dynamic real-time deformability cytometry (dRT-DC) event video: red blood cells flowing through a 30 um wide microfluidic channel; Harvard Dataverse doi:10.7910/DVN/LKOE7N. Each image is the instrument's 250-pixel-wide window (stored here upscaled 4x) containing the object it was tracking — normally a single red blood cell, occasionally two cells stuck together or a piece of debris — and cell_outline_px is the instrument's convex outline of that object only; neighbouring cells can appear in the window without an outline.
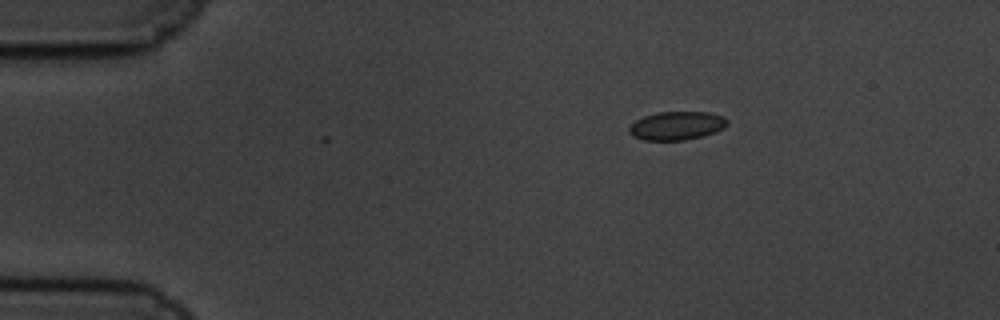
{"species": "common noctule bat (a hibernating species)", "species_latin": "Nyctalus noctula", "temperature_condition": "cold", "stored_images_in_passage": 3, "camera_frame_rate_fps": 3000, "um_per_image_px": 0.085, "animal": {"sex": "male", "body_mass_g": 19.5, "forearm_length_mm": 54.6}, "frame": {"image": 1, "passage_image": 3, "time_ms": 0.667, "image_size_px": [1000, 320], "cell_outline_px": [[728, 124], [724, 128], [716, 132], [684, 140], [644, 140], [632, 136], [628, 132], [628, 128], [636, 120], [644, 116], [660, 112], [708, 112], [724, 116], [728, 120]], "centroid_in_image_um": [57.53, 10.68], "position_along_channel_um": 27.5, "area_um2": 16.3}}